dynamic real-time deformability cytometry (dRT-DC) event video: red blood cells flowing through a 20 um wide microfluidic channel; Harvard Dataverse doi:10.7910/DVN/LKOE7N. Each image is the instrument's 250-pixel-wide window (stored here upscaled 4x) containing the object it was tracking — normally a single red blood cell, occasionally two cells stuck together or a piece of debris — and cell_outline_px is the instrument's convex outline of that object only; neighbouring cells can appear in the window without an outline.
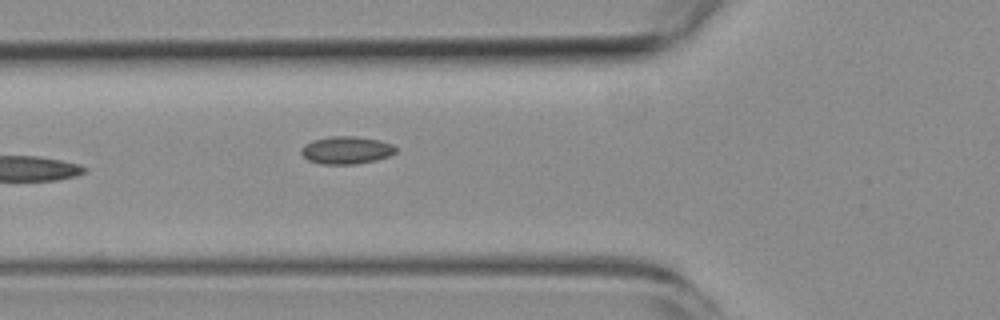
{"species": "common noctule bat (a hibernating species)", "species_latin": "Nyctalus noctula", "temperature_condition": "room temperature", "stored_images_in_passage": 6, "camera_frame_rate_fps": 3000, "um_per_image_px": 0.085, "animal": {"sex": "female", "body_mass_g": 19.3, "forearm_length_mm": 54.1}, "frame": {"image": 1, "passage_image": 6, "time_ms": 5.667, "image_size_px": [1000, 320], "cell_outline_px": [[396, 152], [388, 156], [376, 160], [356, 164], [320, 164], [308, 160], [300, 152], [300, 148], [304, 144], [312, 140], [332, 136], [356, 136], [380, 140], [392, 144], [396, 148]], "centroid_in_image_um": [29.42, 12.76], "position_along_channel_um": 96.4, "area_um2": 15.32}}